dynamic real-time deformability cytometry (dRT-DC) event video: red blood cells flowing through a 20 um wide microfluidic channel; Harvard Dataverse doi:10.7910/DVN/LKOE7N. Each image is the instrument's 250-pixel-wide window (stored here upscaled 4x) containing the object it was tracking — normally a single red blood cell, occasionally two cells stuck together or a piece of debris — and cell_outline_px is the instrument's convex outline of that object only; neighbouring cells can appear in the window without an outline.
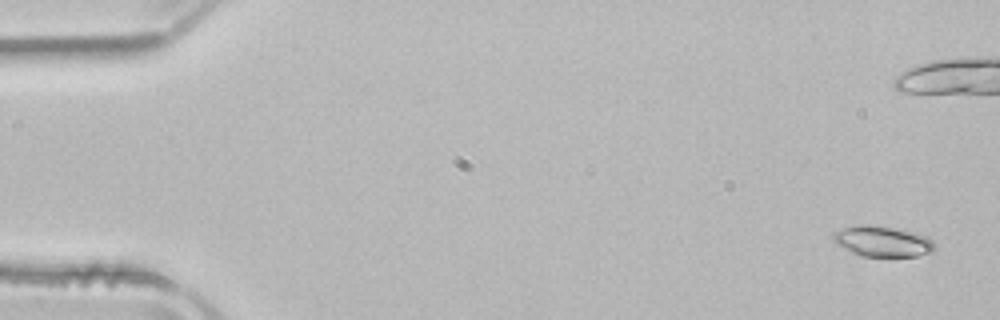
{"species": "common noctule bat (a hibernating species)", "species_latin": "Nyctalus noctula", "temperature_condition": "room temperature", "stored_images_in_passage": 54, "camera_frame_rate_fps": 3000, "um_per_image_px": 0.085, "animal": {"sex": "male", "body_mass_g": 21.5, "forearm_length_mm": 52.0}, "frame": {"image": 1, "passage_image": 3, "time_ms": 0.667, "image_size_px": [1000, 320], "cell_outline_px": [[936, 248], [932, 252], [916, 256], [860, 256], [836, 244], [832, 236], [832, 232], [856, 224], [868, 224], [916, 232], [928, 236], [932, 240]], "centroid_in_image_um": [75.02, 20.51], "position_along_channel_um": 10.0, "area_um2": 18.21}}
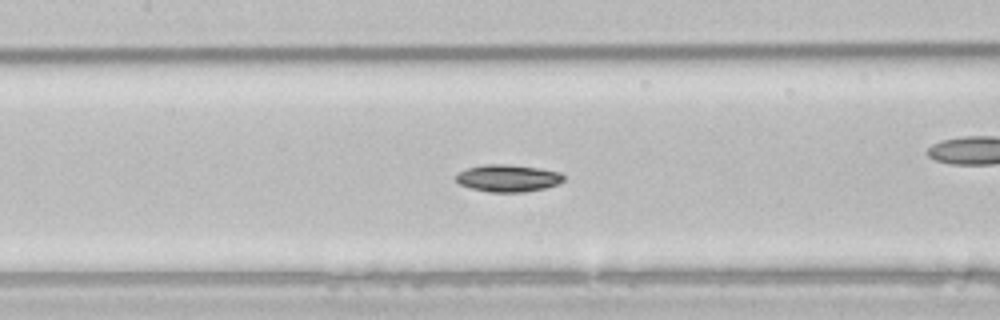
{"frame": {"image": 2, "passage_image": 25, "time_ms": 8.0, "image_size_px": [1000, 320], "cell_outline_px": [[564, 180], [560, 184], [544, 188], [524, 192], [492, 192], [472, 188], [460, 184], [456, 180], [456, 176], [460, 172], [468, 168], [484, 164], [508, 164], [540, 168], [560, 172], [564, 176]], "centroid_in_image_um": [43.22, 15.14], "position_along_channel_um": 164.2, "area_um2": 16.99}}
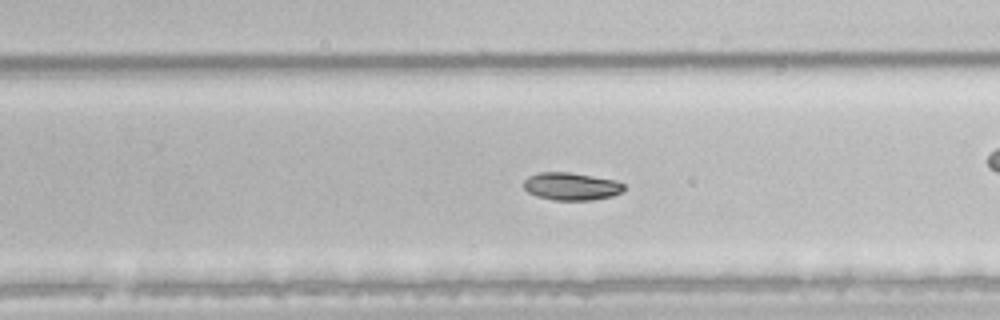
{"frame": {"image": 3, "passage_image": 34, "time_ms": 11.0, "image_size_px": [1000, 320], "cell_outline_px": [[624, 192], [612, 196], [592, 200], [552, 200], [536, 196], [528, 192], [524, 188], [524, 180], [528, 176], [536, 172], [568, 172], [616, 180], [624, 184]], "centroid_in_image_um": [48.55, 15.84], "position_along_channel_um": 281.2, "area_um2": 16.3}}